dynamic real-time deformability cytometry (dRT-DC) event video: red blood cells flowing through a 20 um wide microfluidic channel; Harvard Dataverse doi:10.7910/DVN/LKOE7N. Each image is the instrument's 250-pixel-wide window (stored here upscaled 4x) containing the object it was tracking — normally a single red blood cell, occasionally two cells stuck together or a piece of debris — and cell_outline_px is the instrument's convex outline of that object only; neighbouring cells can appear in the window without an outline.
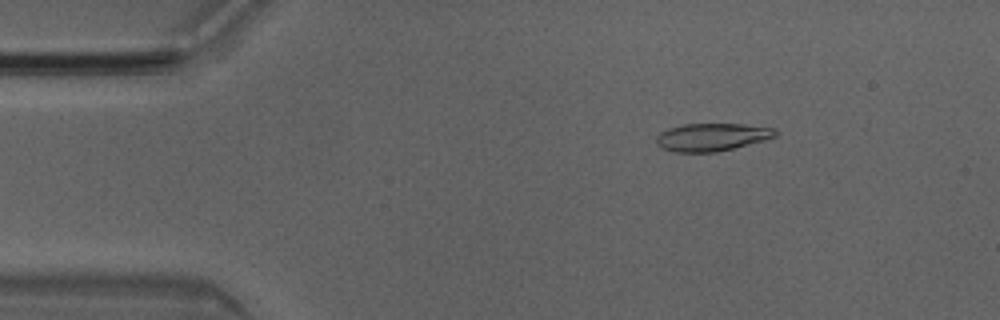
{"species": "Egyptian fruit bat (a non-hibernating species)", "species_latin": "Rousettus aegyptiacus", "temperature_condition": "room temperature", "stored_images_in_passage": 50, "camera_frame_rate_fps": 3000, "um_per_image_px": 0.085, "animal": {"sex": "male"}, "frame": {"image": 1, "passage_image": 7, "time_ms": 2.0, "image_size_px": [1000, 320], "cell_outline_px": [[780, 132], [776, 136], [764, 140], [716, 152], [676, 152], [660, 148], [656, 144], [656, 136], [660, 132], [668, 128], [684, 124], [744, 124], [776, 128]], "centroid_in_image_um": [60.5, 11.64], "position_along_channel_um": 24.5, "area_um2": 19.36}}
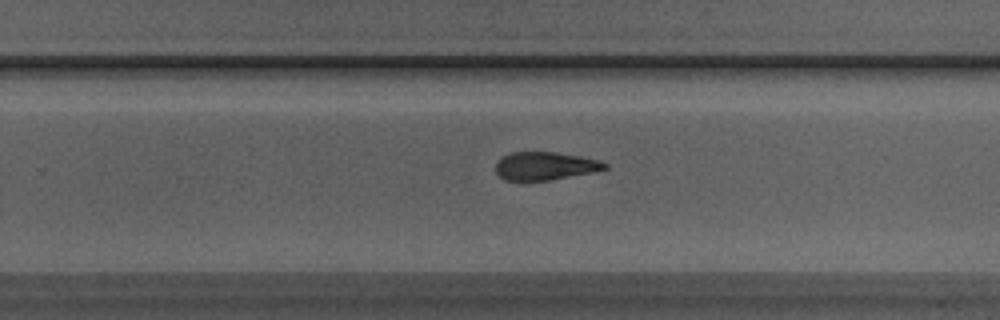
{"frame": {"image": 2, "passage_image": 31, "time_ms": 10.0, "image_size_px": [1000, 320], "cell_outline_px": [[608, 168], [592, 172], [548, 180], [504, 180], [496, 172], [496, 160], [508, 152], [556, 152], [580, 156], [596, 160], [608, 164]], "centroid_in_image_um": [46.28, 14.09], "position_along_channel_um": 283.5, "area_um2": 17.74}}
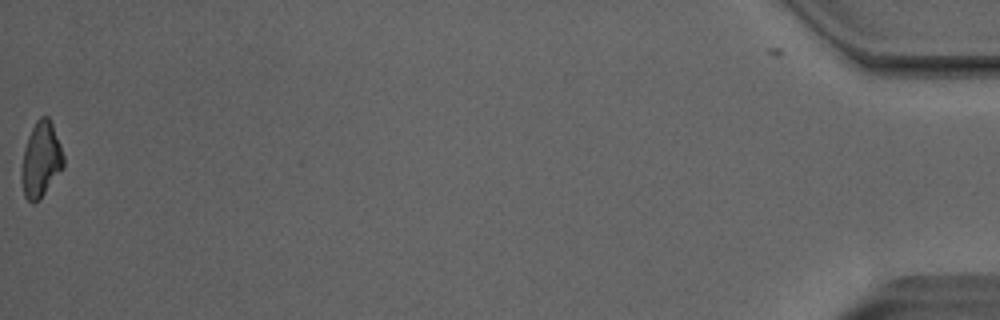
{"frame": {"image": 3, "passage_image": 50, "time_ms": 16.333, "image_size_px": [1000, 320], "cell_outline_px": [[64, 168], [40, 200], [32, 204], [24, 196], [20, 176], [20, 168], [24, 148], [28, 136], [36, 120], [40, 116], [48, 116], [52, 124], [60, 144], [64, 156]], "centroid_in_image_um": [3.47, 13.61], "position_along_channel_um": 431.7, "area_um2": 18.79}, "authors_computed_cell_mechanics": {"area_um2": 19.2474, "velocity_mm_per_s": 4.0311, "shape_relaxation_time_tau1_ms": 4.1067, "shape_relaxation_time_tau2_ms": 2.8003, "deformation_change_tau1": 0.1398, "deformation_change_tau2": 0.1104}}